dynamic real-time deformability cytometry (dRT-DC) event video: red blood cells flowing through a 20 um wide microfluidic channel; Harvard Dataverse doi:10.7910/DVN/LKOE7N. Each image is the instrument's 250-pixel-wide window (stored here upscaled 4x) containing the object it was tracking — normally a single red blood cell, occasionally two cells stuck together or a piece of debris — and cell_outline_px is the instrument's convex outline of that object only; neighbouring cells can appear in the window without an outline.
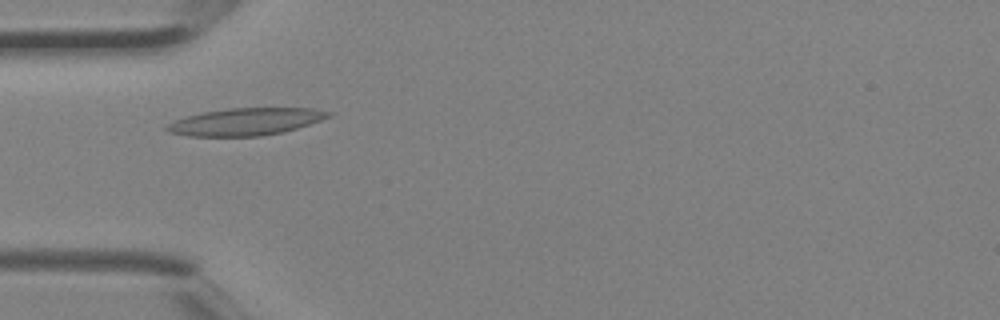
{"species": "Egyptian fruit bat (a non-hibernating species)", "species_latin": "Rousettus aegyptiacus", "temperature_condition": "room temperature", "stored_images_in_passage": 3, "camera_frame_rate_fps": 3000, "um_per_image_px": 0.085, "animal": {"sex": "female"}, "frame": {"image": 1, "passage_image": 3, "time_ms": 0.667, "image_size_px": [1000, 320], "cell_outline_px": [[336, 112], [332, 116], [284, 132], [260, 136], [188, 136], [168, 132], [164, 128], [168, 124], [184, 116], [200, 112], [228, 108], [312, 108]], "centroid_in_image_um": [20.88, 10.33], "position_along_channel_um": 64.1, "area_um2": 25.84}}